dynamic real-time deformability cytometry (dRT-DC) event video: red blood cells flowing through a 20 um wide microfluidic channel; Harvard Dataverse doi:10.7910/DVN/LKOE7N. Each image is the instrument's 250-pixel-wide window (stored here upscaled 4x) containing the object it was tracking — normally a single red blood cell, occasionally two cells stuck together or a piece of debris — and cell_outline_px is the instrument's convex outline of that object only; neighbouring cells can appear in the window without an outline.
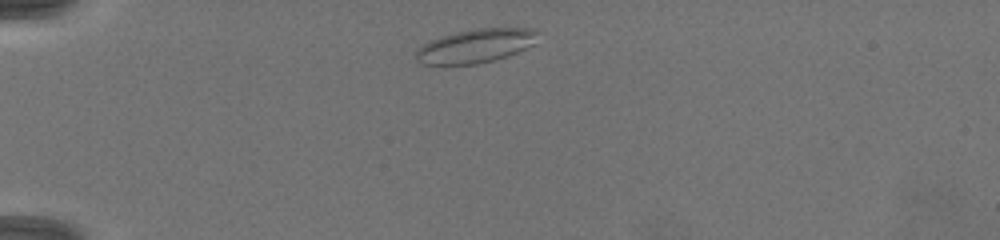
{"species": "common noctule bat (a hibernating species)", "species_latin": "Nyctalus noctula", "temperature_condition": "warm", "stored_images_in_passage": 8, "camera_frame_rate_fps": 3000, "um_per_image_px": 0.085, "animal": {"sex": "female", "body_mass_g": 19.5, "forearm_length_mm": 54.1}, "frame": {"image": 1, "passage_image": 1, "time_ms": 0.0, "image_size_px": [1000, 240], "cell_outline_px": [[540, 32], [536, 44], [508, 56], [496, 60], [476, 64], [424, 64], [416, 60], [416, 52], [424, 44], [440, 36], [456, 32], [476, 28], [532, 28]], "centroid_in_image_um": [40.51, 3.89], "position_along_channel_um": 44.5, "area_um2": 24.1}}
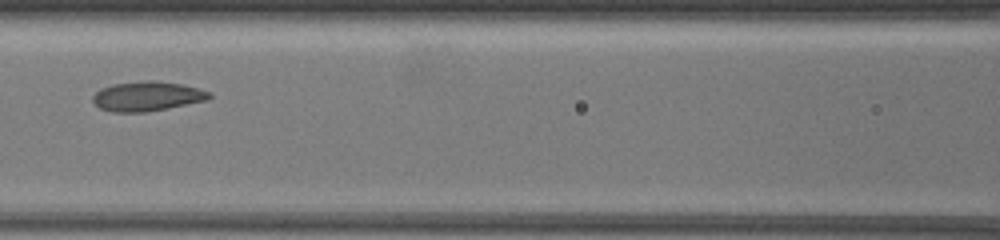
{"frame": {"image": 2, "passage_image": 5, "time_ms": 3.667, "image_size_px": [1000, 240], "cell_outline_px": [[212, 96], [208, 100], [144, 112], [112, 112], [100, 108], [92, 100], [92, 96], [100, 88], [112, 84], [148, 80], [156, 80], [180, 84], [212, 92]], "centroid_in_image_um": [12.49, 8.17], "position_along_channel_um": 154.1, "area_um2": 20.0}}
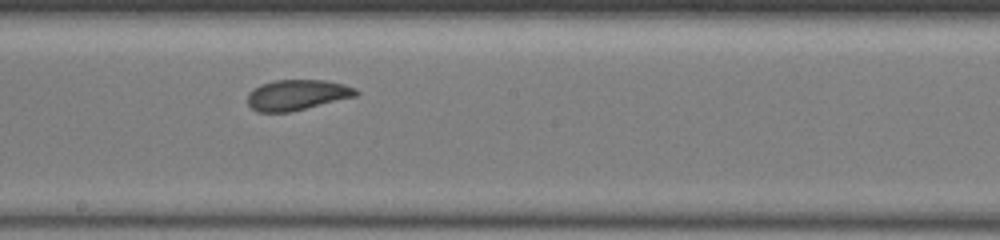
{"frame": {"image": 3, "passage_image": 7, "time_ms": 5.333, "image_size_px": [1000, 240], "cell_outline_px": [[360, 92], [356, 96], [292, 112], [256, 112], [248, 104], [248, 92], [260, 84], [276, 80], [324, 80], [344, 84], [356, 88]], "centroid_in_image_um": [25.25, 8.07], "position_along_channel_um": 222.9, "area_um2": 19.42}}